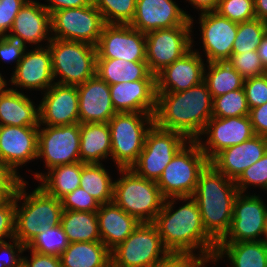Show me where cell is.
<instances>
[{
  "label": "cell",
  "mask_w": 267,
  "mask_h": 267,
  "mask_svg": "<svg viewBox=\"0 0 267 267\" xmlns=\"http://www.w3.org/2000/svg\"><path fill=\"white\" fill-rule=\"evenodd\" d=\"M176 200L188 201L174 211ZM152 223L170 253H194L198 249L199 254L213 260L217 242L206 232L200 209L192 197L166 198Z\"/></svg>",
  "instance_id": "6da1fadb"
},
{
  "label": "cell",
  "mask_w": 267,
  "mask_h": 267,
  "mask_svg": "<svg viewBox=\"0 0 267 267\" xmlns=\"http://www.w3.org/2000/svg\"><path fill=\"white\" fill-rule=\"evenodd\" d=\"M213 97L205 81L180 92H157L154 124L196 141L212 118Z\"/></svg>",
  "instance_id": "7a4b0ae2"
},
{
  "label": "cell",
  "mask_w": 267,
  "mask_h": 267,
  "mask_svg": "<svg viewBox=\"0 0 267 267\" xmlns=\"http://www.w3.org/2000/svg\"><path fill=\"white\" fill-rule=\"evenodd\" d=\"M239 193L235 181L210 163L201 172L192 198L200 209L206 232L218 243L228 232L234 200Z\"/></svg>",
  "instance_id": "3957f363"
},
{
  "label": "cell",
  "mask_w": 267,
  "mask_h": 267,
  "mask_svg": "<svg viewBox=\"0 0 267 267\" xmlns=\"http://www.w3.org/2000/svg\"><path fill=\"white\" fill-rule=\"evenodd\" d=\"M23 181L15 193L14 238L26 246L35 236L60 225L63 212L61 200L45 193L39 186L27 193ZM22 206H18V202Z\"/></svg>",
  "instance_id": "277c9868"
},
{
  "label": "cell",
  "mask_w": 267,
  "mask_h": 267,
  "mask_svg": "<svg viewBox=\"0 0 267 267\" xmlns=\"http://www.w3.org/2000/svg\"><path fill=\"white\" fill-rule=\"evenodd\" d=\"M121 178L114 181L113 202L140 222H153L165 197L155 181L142 178L131 168H118Z\"/></svg>",
  "instance_id": "5b68a950"
},
{
  "label": "cell",
  "mask_w": 267,
  "mask_h": 267,
  "mask_svg": "<svg viewBox=\"0 0 267 267\" xmlns=\"http://www.w3.org/2000/svg\"><path fill=\"white\" fill-rule=\"evenodd\" d=\"M153 124L154 114L139 112L116 113L108 121L111 156L118 168H131L137 161L146 134Z\"/></svg>",
  "instance_id": "8992f818"
},
{
  "label": "cell",
  "mask_w": 267,
  "mask_h": 267,
  "mask_svg": "<svg viewBox=\"0 0 267 267\" xmlns=\"http://www.w3.org/2000/svg\"><path fill=\"white\" fill-rule=\"evenodd\" d=\"M52 56L53 78L61 85L78 86L96 75L95 46L52 38L47 44Z\"/></svg>",
  "instance_id": "52a82bcc"
},
{
  "label": "cell",
  "mask_w": 267,
  "mask_h": 267,
  "mask_svg": "<svg viewBox=\"0 0 267 267\" xmlns=\"http://www.w3.org/2000/svg\"><path fill=\"white\" fill-rule=\"evenodd\" d=\"M208 164L209 160L197 141H188L175 154L156 182L162 195L165 198L192 197L199 176Z\"/></svg>",
  "instance_id": "ba28073f"
},
{
  "label": "cell",
  "mask_w": 267,
  "mask_h": 267,
  "mask_svg": "<svg viewBox=\"0 0 267 267\" xmlns=\"http://www.w3.org/2000/svg\"><path fill=\"white\" fill-rule=\"evenodd\" d=\"M169 253L156 226L152 222H141L111 250V263L116 267H153Z\"/></svg>",
  "instance_id": "9c48e42d"
},
{
  "label": "cell",
  "mask_w": 267,
  "mask_h": 267,
  "mask_svg": "<svg viewBox=\"0 0 267 267\" xmlns=\"http://www.w3.org/2000/svg\"><path fill=\"white\" fill-rule=\"evenodd\" d=\"M188 141L181 133L153 124L146 134L143 150L131 169L142 178L157 182L175 154Z\"/></svg>",
  "instance_id": "30bf717a"
},
{
  "label": "cell",
  "mask_w": 267,
  "mask_h": 267,
  "mask_svg": "<svg viewBox=\"0 0 267 267\" xmlns=\"http://www.w3.org/2000/svg\"><path fill=\"white\" fill-rule=\"evenodd\" d=\"M105 25L94 3L80 8L61 9L51 14V37L96 47Z\"/></svg>",
  "instance_id": "8fae6325"
},
{
  "label": "cell",
  "mask_w": 267,
  "mask_h": 267,
  "mask_svg": "<svg viewBox=\"0 0 267 267\" xmlns=\"http://www.w3.org/2000/svg\"><path fill=\"white\" fill-rule=\"evenodd\" d=\"M40 127L37 157L44 159L47 170L80 162V123Z\"/></svg>",
  "instance_id": "7c38bea8"
},
{
  "label": "cell",
  "mask_w": 267,
  "mask_h": 267,
  "mask_svg": "<svg viewBox=\"0 0 267 267\" xmlns=\"http://www.w3.org/2000/svg\"><path fill=\"white\" fill-rule=\"evenodd\" d=\"M191 32V26H176L145 34L146 62L154 75L191 50L193 47Z\"/></svg>",
  "instance_id": "4fadbf2b"
},
{
  "label": "cell",
  "mask_w": 267,
  "mask_h": 267,
  "mask_svg": "<svg viewBox=\"0 0 267 267\" xmlns=\"http://www.w3.org/2000/svg\"><path fill=\"white\" fill-rule=\"evenodd\" d=\"M266 216L267 206L260 196L239 192L234 200L230 228L219 242L261 241Z\"/></svg>",
  "instance_id": "5bb4252c"
},
{
  "label": "cell",
  "mask_w": 267,
  "mask_h": 267,
  "mask_svg": "<svg viewBox=\"0 0 267 267\" xmlns=\"http://www.w3.org/2000/svg\"><path fill=\"white\" fill-rule=\"evenodd\" d=\"M96 50V58L146 61V36L131 25L106 24Z\"/></svg>",
  "instance_id": "9a60e30c"
},
{
  "label": "cell",
  "mask_w": 267,
  "mask_h": 267,
  "mask_svg": "<svg viewBox=\"0 0 267 267\" xmlns=\"http://www.w3.org/2000/svg\"><path fill=\"white\" fill-rule=\"evenodd\" d=\"M205 134L208 136L203 142L201 136ZM254 135L249 115L229 118L212 117L196 141L210 161L223 149L243 143Z\"/></svg>",
  "instance_id": "2e32d148"
},
{
  "label": "cell",
  "mask_w": 267,
  "mask_h": 267,
  "mask_svg": "<svg viewBox=\"0 0 267 267\" xmlns=\"http://www.w3.org/2000/svg\"><path fill=\"white\" fill-rule=\"evenodd\" d=\"M192 19L173 0H137L134 18L129 25L147 34L176 26L193 27Z\"/></svg>",
  "instance_id": "e0dca14e"
},
{
  "label": "cell",
  "mask_w": 267,
  "mask_h": 267,
  "mask_svg": "<svg viewBox=\"0 0 267 267\" xmlns=\"http://www.w3.org/2000/svg\"><path fill=\"white\" fill-rule=\"evenodd\" d=\"M201 40L203 51L208 63L227 61L232 56L238 23L219 15L217 12L199 14Z\"/></svg>",
  "instance_id": "ac0fdd59"
},
{
  "label": "cell",
  "mask_w": 267,
  "mask_h": 267,
  "mask_svg": "<svg viewBox=\"0 0 267 267\" xmlns=\"http://www.w3.org/2000/svg\"><path fill=\"white\" fill-rule=\"evenodd\" d=\"M43 96L39 104L40 126L80 123L77 86L54 83Z\"/></svg>",
  "instance_id": "d6986e66"
},
{
  "label": "cell",
  "mask_w": 267,
  "mask_h": 267,
  "mask_svg": "<svg viewBox=\"0 0 267 267\" xmlns=\"http://www.w3.org/2000/svg\"><path fill=\"white\" fill-rule=\"evenodd\" d=\"M39 126H0V159L16 173L23 164L38 159Z\"/></svg>",
  "instance_id": "ffe728a7"
},
{
  "label": "cell",
  "mask_w": 267,
  "mask_h": 267,
  "mask_svg": "<svg viewBox=\"0 0 267 267\" xmlns=\"http://www.w3.org/2000/svg\"><path fill=\"white\" fill-rule=\"evenodd\" d=\"M46 47V48H45ZM40 44L29 52H24L22 59L15 66L11 76V85L18 88L38 89L44 92L53 85L52 56L49 46Z\"/></svg>",
  "instance_id": "44dd1931"
},
{
  "label": "cell",
  "mask_w": 267,
  "mask_h": 267,
  "mask_svg": "<svg viewBox=\"0 0 267 267\" xmlns=\"http://www.w3.org/2000/svg\"><path fill=\"white\" fill-rule=\"evenodd\" d=\"M206 66L199 51L190 50L156 74V92H180L204 81Z\"/></svg>",
  "instance_id": "7402d4cb"
},
{
  "label": "cell",
  "mask_w": 267,
  "mask_h": 267,
  "mask_svg": "<svg viewBox=\"0 0 267 267\" xmlns=\"http://www.w3.org/2000/svg\"><path fill=\"white\" fill-rule=\"evenodd\" d=\"M267 152V137L254 135L249 140L223 149L209 163L230 180L236 181L245 169Z\"/></svg>",
  "instance_id": "603a6c76"
},
{
  "label": "cell",
  "mask_w": 267,
  "mask_h": 267,
  "mask_svg": "<svg viewBox=\"0 0 267 267\" xmlns=\"http://www.w3.org/2000/svg\"><path fill=\"white\" fill-rule=\"evenodd\" d=\"M111 102L117 113L154 114L156 110V79H141L109 85Z\"/></svg>",
  "instance_id": "cb8c5ba5"
},
{
  "label": "cell",
  "mask_w": 267,
  "mask_h": 267,
  "mask_svg": "<svg viewBox=\"0 0 267 267\" xmlns=\"http://www.w3.org/2000/svg\"><path fill=\"white\" fill-rule=\"evenodd\" d=\"M80 123H108L117 113L109 85L97 75L77 86Z\"/></svg>",
  "instance_id": "d4e9b609"
},
{
  "label": "cell",
  "mask_w": 267,
  "mask_h": 267,
  "mask_svg": "<svg viewBox=\"0 0 267 267\" xmlns=\"http://www.w3.org/2000/svg\"><path fill=\"white\" fill-rule=\"evenodd\" d=\"M10 38L20 41L26 46L27 44H37L44 40L49 43L52 39L51 32V14L38 1L28 0L19 10L14 19ZM50 35V37H49Z\"/></svg>",
  "instance_id": "484cf974"
},
{
  "label": "cell",
  "mask_w": 267,
  "mask_h": 267,
  "mask_svg": "<svg viewBox=\"0 0 267 267\" xmlns=\"http://www.w3.org/2000/svg\"><path fill=\"white\" fill-rule=\"evenodd\" d=\"M96 213L101 241L110 251L122 243L141 223L114 202L101 204Z\"/></svg>",
  "instance_id": "4316f807"
},
{
  "label": "cell",
  "mask_w": 267,
  "mask_h": 267,
  "mask_svg": "<svg viewBox=\"0 0 267 267\" xmlns=\"http://www.w3.org/2000/svg\"><path fill=\"white\" fill-rule=\"evenodd\" d=\"M6 88L0 92V126H40L39 106L17 88Z\"/></svg>",
  "instance_id": "83f0119b"
},
{
  "label": "cell",
  "mask_w": 267,
  "mask_h": 267,
  "mask_svg": "<svg viewBox=\"0 0 267 267\" xmlns=\"http://www.w3.org/2000/svg\"><path fill=\"white\" fill-rule=\"evenodd\" d=\"M228 257L231 267H267V244L261 241L218 242L212 263Z\"/></svg>",
  "instance_id": "f1b7e54d"
},
{
  "label": "cell",
  "mask_w": 267,
  "mask_h": 267,
  "mask_svg": "<svg viewBox=\"0 0 267 267\" xmlns=\"http://www.w3.org/2000/svg\"><path fill=\"white\" fill-rule=\"evenodd\" d=\"M96 75L108 85L141 79H156L146 61L96 58Z\"/></svg>",
  "instance_id": "f546056e"
},
{
  "label": "cell",
  "mask_w": 267,
  "mask_h": 267,
  "mask_svg": "<svg viewBox=\"0 0 267 267\" xmlns=\"http://www.w3.org/2000/svg\"><path fill=\"white\" fill-rule=\"evenodd\" d=\"M109 156L111 136L108 123H80V161L101 163Z\"/></svg>",
  "instance_id": "4dcf8cb0"
},
{
  "label": "cell",
  "mask_w": 267,
  "mask_h": 267,
  "mask_svg": "<svg viewBox=\"0 0 267 267\" xmlns=\"http://www.w3.org/2000/svg\"><path fill=\"white\" fill-rule=\"evenodd\" d=\"M86 163L77 162L59 165L50 169L46 175L35 173V179L42 183L38 185L45 193L61 200L68 193L80 187L81 169Z\"/></svg>",
  "instance_id": "1f68e13d"
},
{
  "label": "cell",
  "mask_w": 267,
  "mask_h": 267,
  "mask_svg": "<svg viewBox=\"0 0 267 267\" xmlns=\"http://www.w3.org/2000/svg\"><path fill=\"white\" fill-rule=\"evenodd\" d=\"M62 267H107L111 251L102 241L74 242L59 256Z\"/></svg>",
  "instance_id": "d6a6232c"
},
{
  "label": "cell",
  "mask_w": 267,
  "mask_h": 267,
  "mask_svg": "<svg viewBox=\"0 0 267 267\" xmlns=\"http://www.w3.org/2000/svg\"><path fill=\"white\" fill-rule=\"evenodd\" d=\"M60 225L70 243L101 241L96 212L63 210Z\"/></svg>",
  "instance_id": "836d02e7"
},
{
  "label": "cell",
  "mask_w": 267,
  "mask_h": 267,
  "mask_svg": "<svg viewBox=\"0 0 267 267\" xmlns=\"http://www.w3.org/2000/svg\"><path fill=\"white\" fill-rule=\"evenodd\" d=\"M80 178V187L100 204L113 202L114 182L102 163H86Z\"/></svg>",
  "instance_id": "e575fe53"
},
{
  "label": "cell",
  "mask_w": 267,
  "mask_h": 267,
  "mask_svg": "<svg viewBox=\"0 0 267 267\" xmlns=\"http://www.w3.org/2000/svg\"><path fill=\"white\" fill-rule=\"evenodd\" d=\"M208 64L204 81L213 98L243 88L244 78L227 61Z\"/></svg>",
  "instance_id": "d590c367"
},
{
  "label": "cell",
  "mask_w": 267,
  "mask_h": 267,
  "mask_svg": "<svg viewBox=\"0 0 267 267\" xmlns=\"http://www.w3.org/2000/svg\"><path fill=\"white\" fill-rule=\"evenodd\" d=\"M267 34V22L254 18L238 23L232 54L257 50L264 36Z\"/></svg>",
  "instance_id": "8d00e7d4"
},
{
  "label": "cell",
  "mask_w": 267,
  "mask_h": 267,
  "mask_svg": "<svg viewBox=\"0 0 267 267\" xmlns=\"http://www.w3.org/2000/svg\"><path fill=\"white\" fill-rule=\"evenodd\" d=\"M69 243L62 226L57 225L35 236L25 246L24 251L32 250L40 254L60 256Z\"/></svg>",
  "instance_id": "74e56055"
},
{
  "label": "cell",
  "mask_w": 267,
  "mask_h": 267,
  "mask_svg": "<svg viewBox=\"0 0 267 267\" xmlns=\"http://www.w3.org/2000/svg\"><path fill=\"white\" fill-rule=\"evenodd\" d=\"M244 88L230 91L213 98L212 117L229 118L249 115Z\"/></svg>",
  "instance_id": "f35d334b"
},
{
  "label": "cell",
  "mask_w": 267,
  "mask_h": 267,
  "mask_svg": "<svg viewBox=\"0 0 267 267\" xmlns=\"http://www.w3.org/2000/svg\"><path fill=\"white\" fill-rule=\"evenodd\" d=\"M137 0H93L106 24L129 25L134 18Z\"/></svg>",
  "instance_id": "ab89813d"
},
{
  "label": "cell",
  "mask_w": 267,
  "mask_h": 267,
  "mask_svg": "<svg viewBox=\"0 0 267 267\" xmlns=\"http://www.w3.org/2000/svg\"><path fill=\"white\" fill-rule=\"evenodd\" d=\"M215 12L236 23L256 18L254 0H219Z\"/></svg>",
  "instance_id": "60d3db41"
},
{
  "label": "cell",
  "mask_w": 267,
  "mask_h": 267,
  "mask_svg": "<svg viewBox=\"0 0 267 267\" xmlns=\"http://www.w3.org/2000/svg\"><path fill=\"white\" fill-rule=\"evenodd\" d=\"M227 62L244 78L262 76L265 74V67L256 50L241 54H232Z\"/></svg>",
  "instance_id": "b9f144b4"
},
{
  "label": "cell",
  "mask_w": 267,
  "mask_h": 267,
  "mask_svg": "<svg viewBox=\"0 0 267 267\" xmlns=\"http://www.w3.org/2000/svg\"><path fill=\"white\" fill-rule=\"evenodd\" d=\"M238 191L245 194L248 186H259L267 190V152L264 156L243 171L235 181Z\"/></svg>",
  "instance_id": "7bdbcfd3"
},
{
  "label": "cell",
  "mask_w": 267,
  "mask_h": 267,
  "mask_svg": "<svg viewBox=\"0 0 267 267\" xmlns=\"http://www.w3.org/2000/svg\"><path fill=\"white\" fill-rule=\"evenodd\" d=\"M63 210L97 212L100 203L81 187L61 199Z\"/></svg>",
  "instance_id": "ee69618b"
},
{
  "label": "cell",
  "mask_w": 267,
  "mask_h": 267,
  "mask_svg": "<svg viewBox=\"0 0 267 267\" xmlns=\"http://www.w3.org/2000/svg\"><path fill=\"white\" fill-rule=\"evenodd\" d=\"M243 88L249 108L267 103V76H256L244 79Z\"/></svg>",
  "instance_id": "f6af8a7d"
},
{
  "label": "cell",
  "mask_w": 267,
  "mask_h": 267,
  "mask_svg": "<svg viewBox=\"0 0 267 267\" xmlns=\"http://www.w3.org/2000/svg\"><path fill=\"white\" fill-rule=\"evenodd\" d=\"M15 194L0 198V242L14 238ZM4 239V240H3Z\"/></svg>",
  "instance_id": "bcb514c9"
},
{
  "label": "cell",
  "mask_w": 267,
  "mask_h": 267,
  "mask_svg": "<svg viewBox=\"0 0 267 267\" xmlns=\"http://www.w3.org/2000/svg\"><path fill=\"white\" fill-rule=\"evenodd\" d=\"M197 256V257H196ZM212 259L208 255L196 253H169L153 267H206Z\"/></svg>",
  "instance_id": "7dc6e473"
},
{
  "label": "cell",
  "mask_w": 267,
  "mask_h": 267,
  "mask_svg": "<svg viewBox=\"0 0 267 267\" xmlns=\"http://www.w3.org/2000/svg\"><path fill=\"white\" fill-rule=\"evenodd\" d=\"M27 1L0 0V36H7L10 33L15 17Z\"/></svg>",
  "instance_id": "c3c4849f"
},
{
  "label": "cell",
  "mask_w": 267,
  "mask_h": 267,
  "mask_svg": "<svg viewBox=\"0 0 267 267\" xmlns=\"http://www.w3.org/2000/svg\"><path fill=\"white\" fill-rule=\"evenodd\" d=\"M24 181L7 163L0 159V197L11 196Z\"/></svg>",
  "instance_id": "681fc988"
},
{
  "label": "cell",
  "mask_w": 267,
  "mask_h": 267,
  "mask_svg": "<svg viewBox=\"0 0 267 267\" xmlns=\"http://www.w3.org/2000/svg\"><path fill=\"white\" fill-rule=\"evenodd\" d=\"M11 242L13 243L0 242V267H19L22 264L20 254L24 252L25 246L15 238H12ZM1 252L5 257L1 256Z\"/></svg>",
  "instance_id": "f907efd6"
},
{
  "label": "cell",
  "mask_w": 267,
  "mask_h": 267,
  "mask_svg": "<svg viewBox=\"0 0 267 267\" xmlns=\"http://www.w3.org/2000/svg\"><path fill=\"white\" fill-rule=\"evenodd\" d=\"M27 46L9 36H0V59L9 63L16 62V66L23 57Z\"/></svg>",
  "instance_id": "816d5d0a"
},
{
  "label": "cell",
  "mask_w": 267,
  "mask_h": 267,
  "mask_svg": "<svg viewBox=\"0 0 267 267\" xmlns=\"http://www.w3.org/2000/svg\"><path fill=\"white\" fill-rule=\"evenodd\" d=\"M24 267H62L59 256L40 254L31 250V258L22 256Z\"/></svg>",
  "instance_id": "f5cc1de1"
},
{
  "label": "cell",
  "mask_w": 267,
  "mask_h": 267,
  "mask_svg": "<svg viewBox=\"0 0 267 267\" xmlns=\"http://www.w3.org/2000/svg\"><path fill=\"white\" fill-rule=\"evenodd\" d=\"M249 117L255 135L267 137V103L251 108Z\"/></svg>",
  "instance_id": "db71d44e"
},
{
  "label": "cell",
  "mask_w": 267,
  "mask_h": 267,
  "mask_svg": "<svg viewBox=\"0 0 267 267\" xmlns=\"http://www.w3.org/2000/svg\"><path fill=\"white\" fill-rule=\"evenodd\" d=\"M49 5L42 4L52 14L55 11L69 8H80L90 6L93 0H46Z\"/></svg>",
  "instance_id": "11a10c76"
},
{
  "label": "cell",
  "mask_w": 267,
  "mask_h": 267,
  "mask_svg": "<svg viewBox=\"0 0 267 267\" xmlns=\"http://www.w3.org/2000/svg\"><path fill=\"white\" fill-rule=\"evenodd\" d=\"M201 13L216 11L219 0H186Z\"/></svg>",
  "instance_id": "9f6ffc18"
},
{
  "label": "cell",
  "mask_w": 267,
  "mask_h": 267,
  "mask_svg": "<svg viewBox=\"0 0 267 267\" xmlns=\"http://www.w3.org/2000/svg\"><path fill=\"white\" fill-rule=\"evenodd\" d=\"M256 18L267 22V0H254Z\"/></svg>",
  "instance_id": "6f0895ef"
},
{
  "label": "cell",
  "mask_w": 267,
  "mask_h": 267,
  "mask_svg": "<svg viewBox=\"0 0 267 267\" xmlns=\"http://www.w3.org/2000/svg\"><path fill=\"white\" fill-rule=\"evenodd\" d=\"M257 54L262 62V65L267 68V34L257 48Z\"/></svg>",
  "instance_id": "680465c9"
},
{
  "label": "cell",
  "mask_w": 267,
  "mask_h": 267,
  "mask_svg": "<svg viewBox=\"0 0 267 267\" xmlns=\"http://www.w3.org/2000/svg\"><path fill=\"white\" fill-rule=\"evenodd\" d=\"M7 80L4 79L2 74L0 73V92L7 86Z\"/></svg>",
  "instance_id": "91938a15"
},
{
  "label": "cell",
  "mask_w": 267,
  "mask_h": 267,
  "mask_svg": "<svg viewBox=\"0 0 267 267\" xmlns=\"http://www.w3.org/2000/svg\"><path fill=\"white\" fill-rule=\"evenodd\" d=\"M263 236L264 238H262V240L267 244V216H266L265 231Z\"/></svg>",
  "instance_id": "94428289"
},
{
  "label": "cell",
  "mask_w": 267,
  "mask_h": 267,
  "mask_svg": "<svg viewBox=\"0 0 267 267\" xmlns=\"http://www.w3.org/2000/svg\"><path fill=\"white\" fill-rule=\"evenodd\" d=\"M107 267H116L112 263H110Z\"/></svg>",
  "instance_id": "6125c7cd"
}]
</instances>
